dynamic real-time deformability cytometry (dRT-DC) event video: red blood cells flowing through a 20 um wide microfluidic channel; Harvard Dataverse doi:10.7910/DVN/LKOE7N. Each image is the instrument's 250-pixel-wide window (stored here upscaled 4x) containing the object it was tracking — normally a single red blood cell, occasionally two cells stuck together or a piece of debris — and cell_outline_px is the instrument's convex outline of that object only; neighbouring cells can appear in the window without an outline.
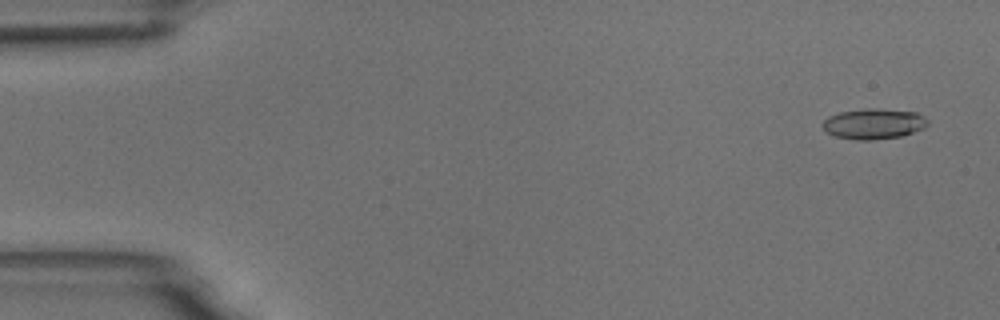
{"species": "common noctule bat (a hibernating species)", "species_latin": "Nyctalus noctula", "temperature_condition": "room temperature", "stored_images_in_passage": 5, "camera_frame_rate_fps": 3000, "um_per_image_px": 0.085, "animal": {"sex": "male", "body_mass_g": 18.8}, "frame": {"image": 1, "passage_image": 1, "time_ms": 0.0, "image_size_px": [1000, 320], "cell_outline_px": [[928, 124], [924, 128], [900, 136], [872, 140], [856, 140], [836, 136], [824, 132], [820, 124], [828, 116], [840, 112], [864, 108], [876, 108], [916, 112], [924, 116], [928, 120]], "centroid_in_image_um": [74.22, 10.52], "position_along_channel_um": 10.8, "area_um2": 18.84}}
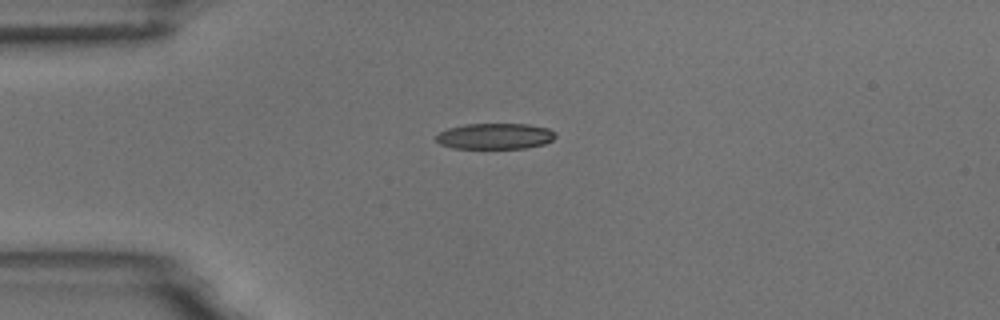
{"frame": {"image": 2, "passage_image": 4, "time_ms": 3.667, "image_size_px": [1000, 320], "cell_outline_px": [[556, 136], [552, 140], [544, 144], [524, 148], [452, 148], [440, 144], [436, 140], [436, 136], [440, 132], [448, 128], [464, 124], [528, 124], [548, 128], [556, 132]], "centroid_in_image_um": [42.09, 11.57], "position_along_channel_um": 42.9, "area_um2": 18.03}}